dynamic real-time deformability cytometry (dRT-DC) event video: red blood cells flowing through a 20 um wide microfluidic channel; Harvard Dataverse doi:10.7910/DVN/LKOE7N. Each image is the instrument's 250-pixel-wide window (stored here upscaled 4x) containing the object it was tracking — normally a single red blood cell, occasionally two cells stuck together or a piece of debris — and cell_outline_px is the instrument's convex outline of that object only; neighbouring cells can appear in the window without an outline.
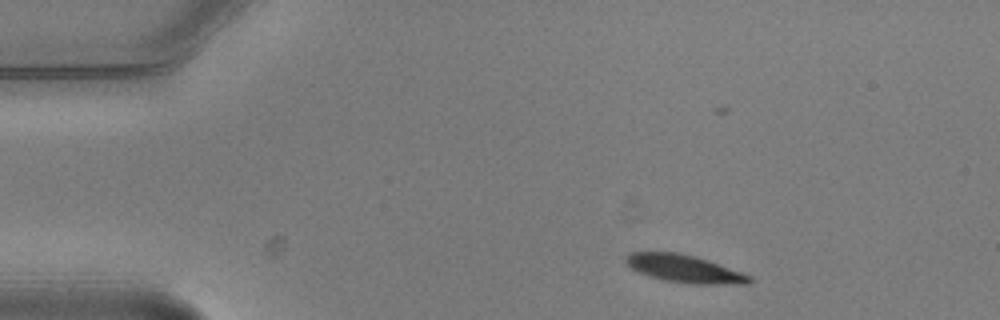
{"species": "common noctule bat (a hibernating species)", "species_latin": "Nyctalus noctula", "temperature_condition": "warm", "stored_images_in_passage": 4, "camera_frame_rate_fps": 3000, "um_per_image_px": 0.085, "animal": {"sex": "male", "body_mass_g": 20.5, "forearm_length_mm": 52.5}, "frame": {"image": 1, "passage_image": 1, "time_ms": 0.0, "image_size_px": [1000, 320], "cell_outline_px": [[752, 280], [748, 284], [696, 284], [664, 280], [640, 272], [632, 268], [624, 260], [632, 252], [676, 252], [696, 256], [708, 260], [752, 276]], "centroid_in_image_um": [58.22, 22.84], "position_along_channel_um": 26.8, "area_um2": 19.59}}
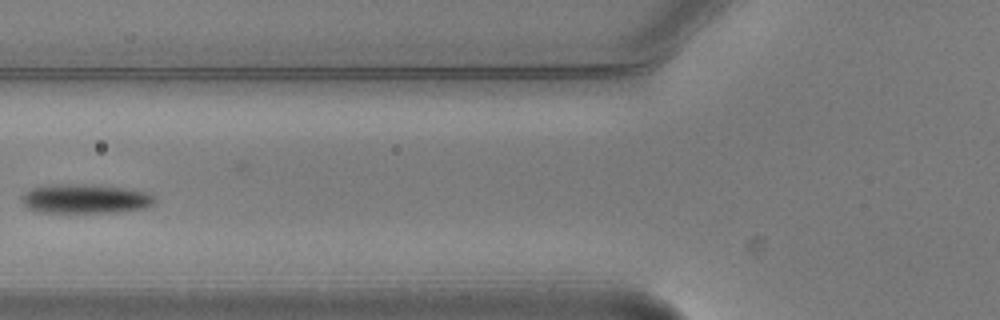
{"frame": {"image": 2, "passage_image": 4, "time_ms": 1.0, "image_size_px": [1000, 320], "cell_outline_px": [[156, 200], [152, 204], [144, 208], [116, 212], [40, 212], [28, 208], [20, 200], [20, 196], [24, 192], [32, 188], [48, 184], [84, 184], [124, 188], [148, 192], [156, 196]], "centroid_in_image_um": [7.22, 16.89], "position_along_channel_um": 118.6, "area_um2": 22.77}}